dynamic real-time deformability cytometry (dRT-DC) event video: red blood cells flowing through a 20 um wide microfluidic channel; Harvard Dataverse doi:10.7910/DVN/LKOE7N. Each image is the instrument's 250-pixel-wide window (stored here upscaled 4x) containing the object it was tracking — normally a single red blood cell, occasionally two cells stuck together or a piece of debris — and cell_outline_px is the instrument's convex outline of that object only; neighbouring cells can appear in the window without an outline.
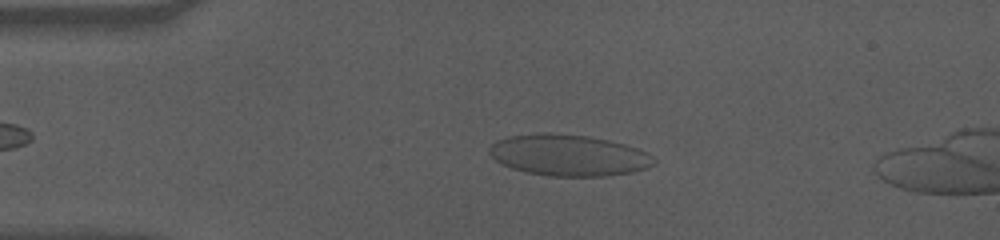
{"species": "human", "species_latin": "Homo sapiens", "temperature_condition": "cold", "stored_images_in_passage": 55, "camera_frame_rate_fps": 3000, "um_per_image_px": 0.085, "donor": {"sex": "male"}, "frame": {"image": 1, "passage_image": 11, "time_ms": 3.333, "image_size_px": [1000, 240], "cell_outline_px": [[656, 164], [632, 172], [608, 176], [548, 176], [528, 172], [512, 168], [500, 164], [488, 152], [488, 148], [496, 140], [508, 136], [544, 132], [548, 132], [588, 136], [624, 144], [648, 152], [656, 160]], "centroid_in_image_um": [48.31, 13.19], "position_along_channel_um": 36.7, "area_um2": 39.71}}
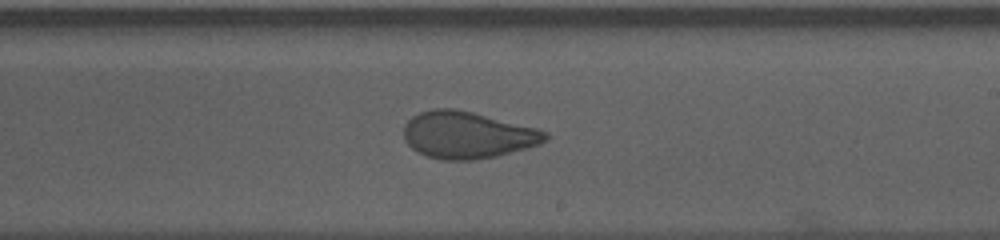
{"frame": {"image": 2, "passage_image": 32, "time_ms": 10.333, "image_size_px": [1000, 240], "cell_outline_px": [[548, 140], [540, 144], [528, 148], [496, 156], [476, 160], [440, 160], [424, 156], [416, 152], [404, 140], [404, 124], [412, 116], [420, 112], [432, 108], [452, 108], [472, 112], [536, 128], [548, 132]], "centroid_in_image_um": [39.71, 11.49], "position_along_channel_um": 249.3, "area_um2": 38.96}}
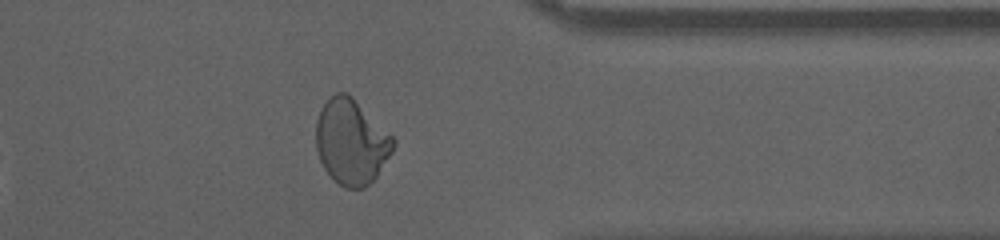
{"frame": {"image": 3, "passage_image": 44, "time_ms": 14.333, "image_size_px": [1000, 240], "cell_outline_px": [[396, 144], [392, 152], [376, 176], [364, 188], [344, 188], [332, 180], [324, 168], [320, 160], [316, 148], [316, 120], [320, 108], [336, 92], [344, 92], [352, 96], [396, 140]], "centroid_in_image_um": [29.84, 12.07], "position_along_channel_um": 381.6, "area_um2": 38.26}, "authors_computed_cell_mechanics": {"area_um2": 38.3792, "velocity_mm_per_s": 3.5478, "shape_relaxation_time_tau1_ms": 10.6603, "shape_relaxation_time_tau2_ms": 0.7521, "deformation_change_tau1": 0.2097, "deformation_change_tau2": 0.0634}}